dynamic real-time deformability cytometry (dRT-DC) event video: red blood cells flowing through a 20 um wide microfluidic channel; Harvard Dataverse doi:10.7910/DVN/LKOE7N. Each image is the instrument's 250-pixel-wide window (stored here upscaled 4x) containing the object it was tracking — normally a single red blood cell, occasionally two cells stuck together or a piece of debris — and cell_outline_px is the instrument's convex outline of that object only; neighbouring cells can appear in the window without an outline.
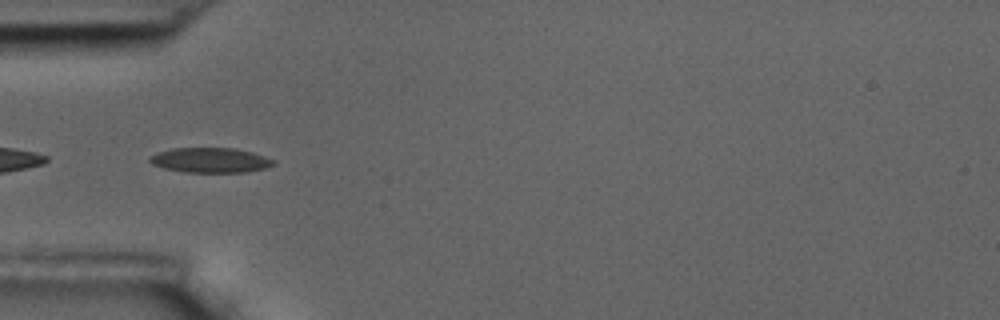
{"species": "common noctule bat (a hibernating species)", "species_latin": "Nyctalus noctula", "temperature_condition": "room temperature", "stored_images_in_passage": 40, "camera_frame_rate_fps": 3000, "um_per_image_px": 0.085, "animal": {"sex": "male", "body_mass_g": 17.5, "forearm_length_mm": 52.3}, "frame": {"image": 1, "passage_image": 1, "time_ms": 0.0, "image_size_px": [1000, 320], "cell_outline_px": [[276, 164], [264, 168], [248, 172], [184, 172], [164, 168], [152, 164], [148, 160], [148, 156], [156, 152], [172, 148], [232, 148], [252, 152], [276, 160]], "centroid_in_image_um": [17.86, 13.61], "position_along_channel_um": 67.1, "area_um2": 18.09}}
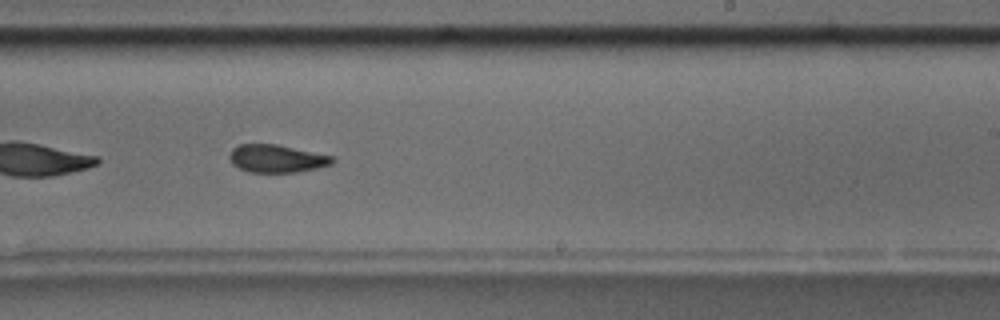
{"frame": {"image": 2, "passage_image": 18, "time_ms": 5.667, "image_size_px": [1000, 320], "cell_outline_px": [[336, 160], [332, 164], [316, 168], [296, 172], [248, 172], [232, 164], [228, 156], [232, 148], [240, 144], [276, 144], [332, 156]], "centroid_in_image_um": [23.49, 13.48], "position_along_channel_um": 265.5, "area_um2": 16.59}, "authors_computed_cell_mechanics": {"area_um2": 17.2822, "velocity_mm_per_s": 3.5215, "shape_relaxation_time_tau1_ms": 4.5189, "shape_relaxation_time_tau2_ms": 2.1817, "deformation_change_tau1": 0.122, "deformation_change_tau2": 0.0688}}